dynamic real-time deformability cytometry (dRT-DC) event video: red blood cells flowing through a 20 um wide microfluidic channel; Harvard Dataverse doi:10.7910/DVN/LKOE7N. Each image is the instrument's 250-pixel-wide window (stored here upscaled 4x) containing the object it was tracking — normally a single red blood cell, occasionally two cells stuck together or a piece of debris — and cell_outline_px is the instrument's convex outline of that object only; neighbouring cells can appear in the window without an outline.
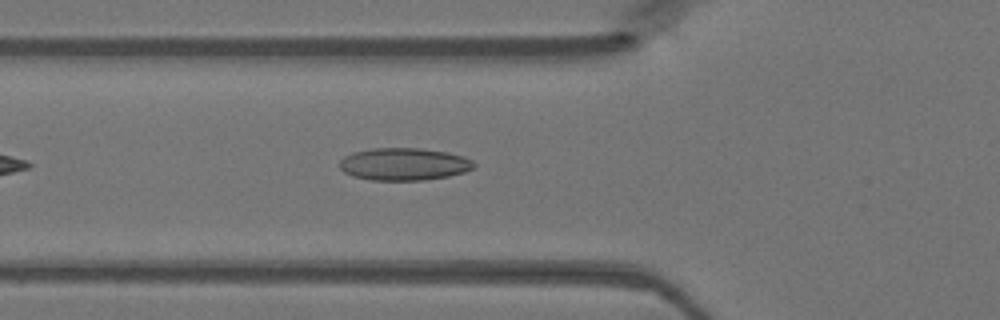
{"species": "Egyptian fruit bat (a non-hibernating species)", "species_latin": "Rousettus aegyptiacus", "temperature_condition": "warm", "stored_images_in_passage": 37, "camera_frame_rate_fps": 3000, "um_per_image_px": 0.085, "animal": {"sex": "female"}, "frame": {"image": 1, "passage_image": 6, "time_ms": 1.667, "image_size_px": [1000, 320], "cell_outline_px": [[476, 164], [472, 168], [464, 172], [448, 176], [424, 180], [372, 180], [352, 176], [344, 172], [336, 164], [344, 156], [352, 152], [372, 148], [420, 148], [448, 152], [464, 156], [472, 160]], "centroid_in_image_um": [34.3, 13.94], "position_along_channel_um": 91.5, "area_um2": 25.61}}
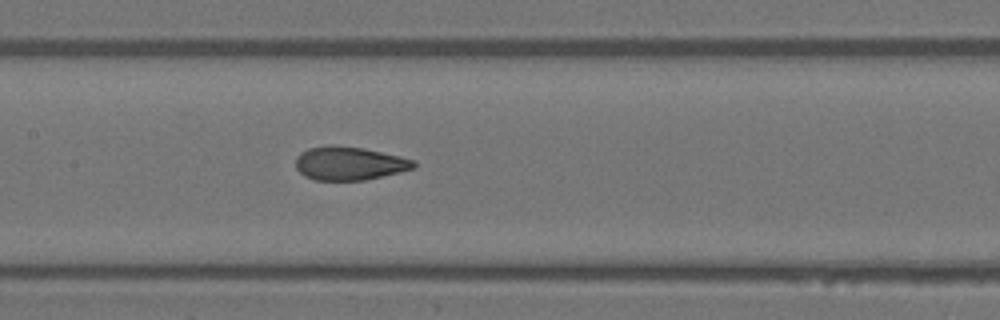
{"frame": {"image": 2, "passage_image": 12, "time_ms": 3.667, "image_size_px": [1000, 320], "cell_outline_px": [[416, 168], [400, 172], [364, 180], [316, 180], [304, 176], [296, 168], [296, 156], [300, 152], [308, 148], [332, 144], [364, 148], [400, 156], [416, 160]], "centroid_in_image_um": [29.69, 13.87], "position_along_channel_um": 177.7, "area_um2": 23.24}}
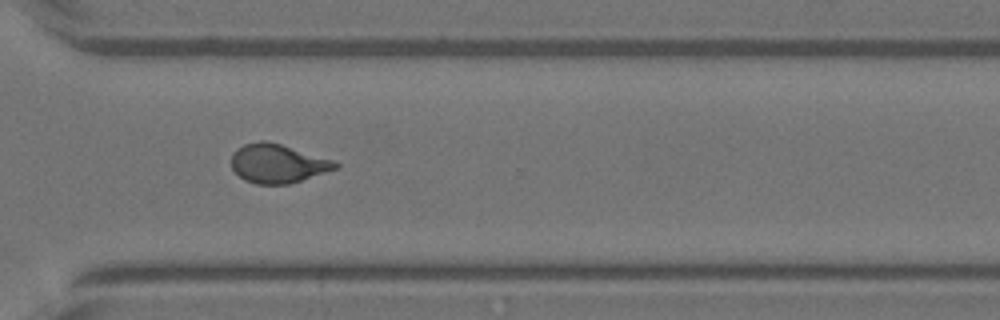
{"frame": {"image": 3, "passage_image": 24, "time_ms": 7.667, "image_size_px": [1000, 320], "cell_outline_px": [[340, 168], [288, 184], [256, 184], [244, 180], [232, 168], [232, 152], [236, 148], [244, 144], [260, 140], [264, 140], [280, 144], [332, 160], [340, 164]], "centroid_in_image_um": [23.59, 13.9], "position_along_channel_um": 347.0, "area_um2": 23.41}}